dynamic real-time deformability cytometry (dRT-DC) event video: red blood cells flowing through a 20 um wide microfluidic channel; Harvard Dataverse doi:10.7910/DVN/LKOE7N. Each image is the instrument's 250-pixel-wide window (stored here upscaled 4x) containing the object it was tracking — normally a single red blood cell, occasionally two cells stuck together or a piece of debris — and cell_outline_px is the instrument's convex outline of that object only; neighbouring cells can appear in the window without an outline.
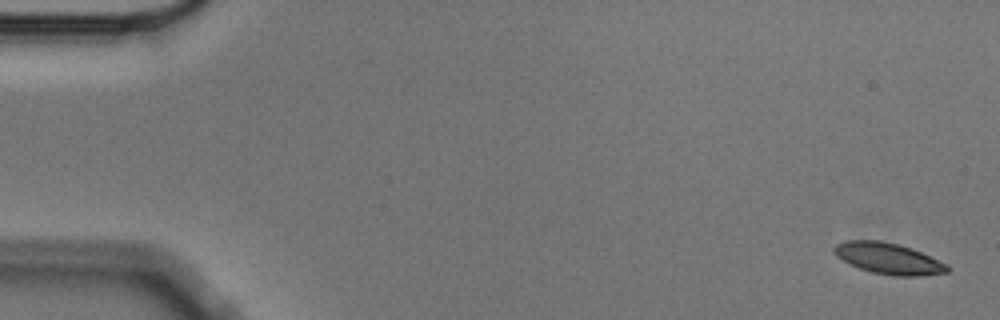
{"species": "Egyptian fruit bat (a non-hibernating species)", "species_latin": "Rousettus aegyptiacus", "temperature_condition": "cold", "stored_images_in_passage": 5, "camera_frame_rate_fps": 3000, "um_per_image_px": 0.085, "animal": {"sex": "male"}, "frame": {"image": 1, "passage_image": 1, "time_ms": 0.0, "image_size_px": [1000, 320], "cell_outline_px": [[952, 268], [948, 272], [920, 276], [892, 276], [872, 272], [848, 264], [836, 256], [832, 248], [836, 244], [844, 240], [880, 240], [912, 248], [948, 264]], "centroid_in_image_um": [75.52, 21.97], "position_along_channel_um": 9.5, "area_um2": 20.75}}